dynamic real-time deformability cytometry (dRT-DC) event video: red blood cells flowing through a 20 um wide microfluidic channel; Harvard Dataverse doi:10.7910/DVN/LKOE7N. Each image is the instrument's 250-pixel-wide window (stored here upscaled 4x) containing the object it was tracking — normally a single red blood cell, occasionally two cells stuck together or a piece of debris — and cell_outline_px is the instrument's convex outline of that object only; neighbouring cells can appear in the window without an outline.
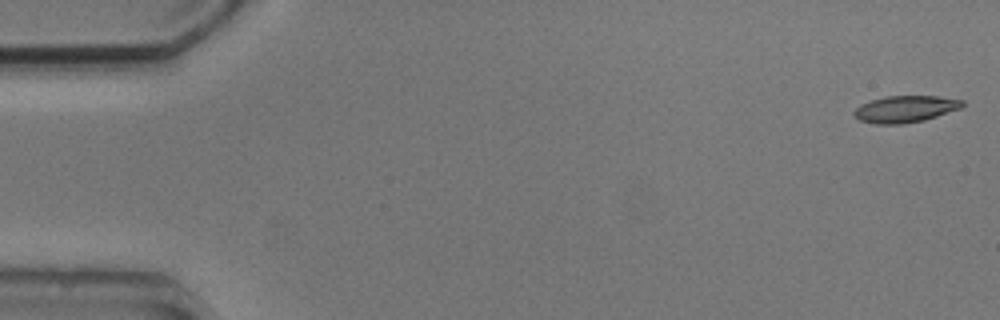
{"species": "common noctule bat (a hibernating species)", "species_latin": "Nyctalus noctula", "temperature_condition": "cold", "stored_images_in_passage": 4, "camera_frame_rate_fps": 3000, "um_per_image_px": 0.085, "animal": {"sex": "male", "body_mass_g": 20.5, "forearm_length_mm": 52.5}, "frame": {"image": 1, "passage_image": 1, "time_ms": 0.0, "image_size_px": [1000, 320], "cell_outline_px": [[964, 104], [960, 108], [924, 120], [904, 124], [876, 124], [860, 120], [852, 112], [860, 104], [872, 100], [888, 96], [936, 96], [964, 100]], "centroid_in_image_um": [76.94, 9.27], "position_along_channel_um": 8.1, "area_um2": 16.7}}
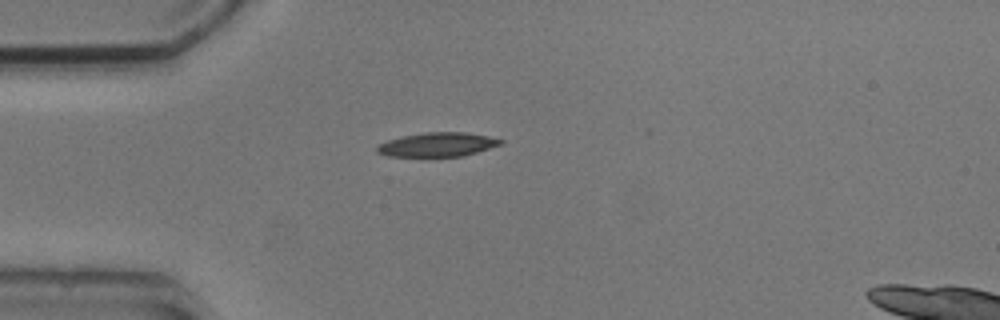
{"frame": {"image": 2, "passage_image": 4, "time_ms": 4.333, "image_size_px": [1000, 320], "cell_outline_px": [[504, 144], [464, 156], [388, 156], [376, 152], [376, 148], [380, 144], [388, 140], [400, 136], [424, 132], [464, 132], [488, 136], [504, 140]], "centroid_in_image_um": [37.22, 12.28], "position_along_channel_um": 47.8, "area_um2": 17.4}}